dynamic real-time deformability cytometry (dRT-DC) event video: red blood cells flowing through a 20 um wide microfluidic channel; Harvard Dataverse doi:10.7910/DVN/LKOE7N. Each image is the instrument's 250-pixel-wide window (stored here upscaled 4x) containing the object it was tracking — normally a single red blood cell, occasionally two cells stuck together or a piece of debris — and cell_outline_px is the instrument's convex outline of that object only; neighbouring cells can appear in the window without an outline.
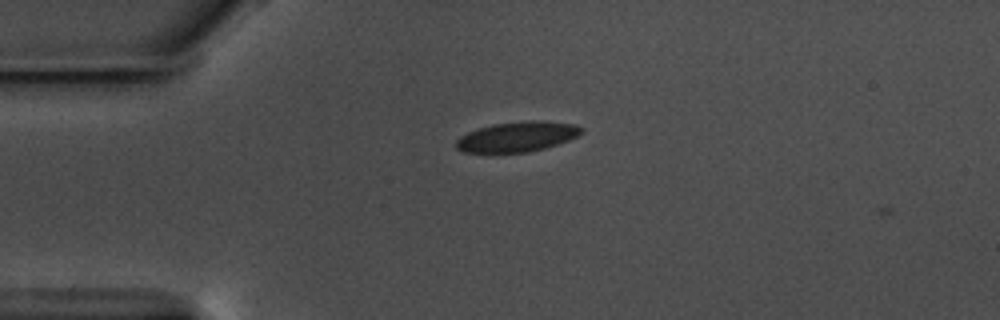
{"species": "common noctule bat (a hibernating species)", "species_latin": "Nyctalus noctula", "temperature_condition": "warm", "stored_images_in_passage": 5, "camera_frame_rate_fps": 3000, "um_per_image_px": 0.085, "animal": {"sex": "male", "body_mass_g": 17.5, "forearm_length_mm": 52.3}, "frame": {"image": 1, "passage_image": 4, "time_ms": 1.0, "image_size_px": [1000, 320], "cell_outline_px": [[584, 132], [568, 140], [544, 148], [528, 152], [464, 152], [456, 148], [456, 140], [460, 136], [468, 132], [492, 124], [532, 120], [544, 120], [576, 124], [584, 128]], "centroid_in_image_um": [44.0, 11.6], "position_along_channel_um": 41.0, "area_um2": 21.91}}